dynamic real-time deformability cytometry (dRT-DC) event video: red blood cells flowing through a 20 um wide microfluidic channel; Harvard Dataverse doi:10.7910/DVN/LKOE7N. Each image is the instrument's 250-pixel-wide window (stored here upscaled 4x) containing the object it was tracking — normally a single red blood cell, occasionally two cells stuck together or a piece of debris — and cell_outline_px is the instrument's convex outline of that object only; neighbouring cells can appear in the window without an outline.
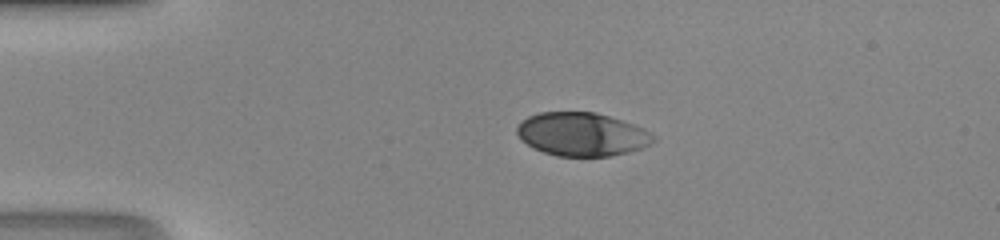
{"species": "human", "species_latin": "Homo sapiens", "temperature_condition": "room temperature", "stored_images_in_passage": 37, "camera_frame_rate_fps": 3000, "um_per_image_px": 0.085, "donor": {"sex": "male"}, "frame": {"image": 1, "passage_image": 1, "time_ms": 0.0, "image_size_px": [1000, 240], "cell_outline_px": [[656, 140], [652, 144], [628, 152], [608, 156], [556, 156], [532, 148], [520, 140], [516, 132], [516, 128], [520, 120], [528, 116], [540, 112], [596, 112], [644, 128], [656, 136]], "centroid_in_image_um": [49.43, 11.41], "position_along_channel_um": 35.6, "area_um2": 34.74}}
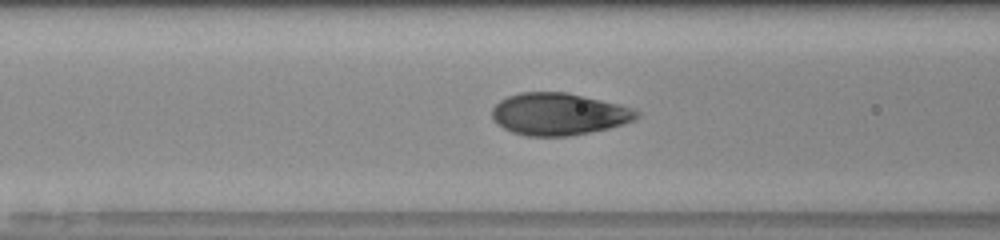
{"frame": {"image": 2, "passage_image": 10, "time_ms": 3.0, "image_size_px": [1000, 240], "cell_outline_px": [[640, 116], [636, 120], [624, 124], [608, 128], [568, 136], [524, 136], [512, 132], [496, 124], [492, 120], [492, 108], [500, 100], [508, 96], [520, 92], [568, 92], [632, 108], [640, 112]], "centroid_in_image_um": [47.47, 9.7], "position_along_channel_um": 119.1, "area_um2": 35.55}}
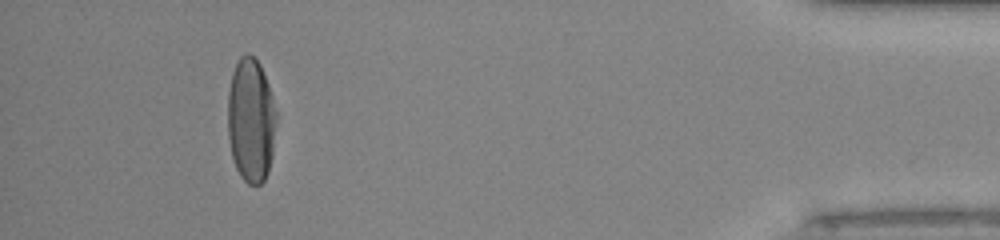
{"frame": {"image": 3, "passage_image": 34, "time_ms": 11.0, "image_size_px": [1000, 240], "cell_outline_px": [[276, 120], [272, 156], [268, 172], [264, 180], [260, 184], [248, 184], [240, 176], [236, 168], [232, 156], [228, 136], [228, 92], [232, 72], [240, 56], [248, 52], [260, 64], [268, 84], [272, 96], [276, 112]], "centroid_in_image_um": [21.32, 10.22], "position_along_channel_um": 413.9, "area_um2": 35.2}}